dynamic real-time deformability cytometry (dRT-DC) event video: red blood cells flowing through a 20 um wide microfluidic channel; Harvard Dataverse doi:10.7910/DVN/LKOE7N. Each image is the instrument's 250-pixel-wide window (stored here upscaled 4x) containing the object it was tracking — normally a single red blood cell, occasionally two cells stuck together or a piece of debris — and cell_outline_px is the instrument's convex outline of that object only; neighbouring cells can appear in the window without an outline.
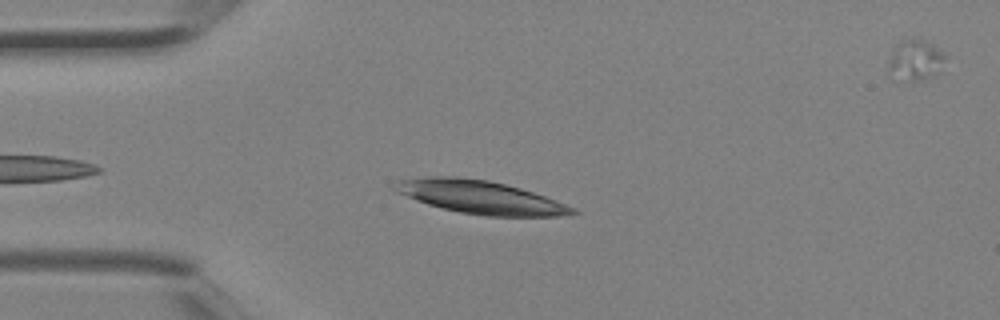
{"species": "Egyptian fruit bat (a non-hibernating species)", "species_latin": "Rousettus aegyptiacus", "temperature_condition": "room temperature", "stored_images_in_passage": 3, "segment_of_instrument_passage": [1, 2], "camera_frame_rate_fps": 3000, "um_per_image_px": 0.085, "animal": {"sex": "female"}, "frame": {"image": 1, "passage_image": 2, "time_ms": 0.333, "image_size_px": [1000, 320], "cell_outline_px": [[580, 212], [556, 216], [488, 216], [460, 212], [428, 204], [416, 200], [396, 192], [392, 188], [396, 180], [428, 176], [456, 176], [488, 180], [520, 188], [544, 196], [576, 208]], "centroid_in_image_um": [40.79, 16.74], "position_along_channel_um": 44.2, "area_um2": 34.1}}